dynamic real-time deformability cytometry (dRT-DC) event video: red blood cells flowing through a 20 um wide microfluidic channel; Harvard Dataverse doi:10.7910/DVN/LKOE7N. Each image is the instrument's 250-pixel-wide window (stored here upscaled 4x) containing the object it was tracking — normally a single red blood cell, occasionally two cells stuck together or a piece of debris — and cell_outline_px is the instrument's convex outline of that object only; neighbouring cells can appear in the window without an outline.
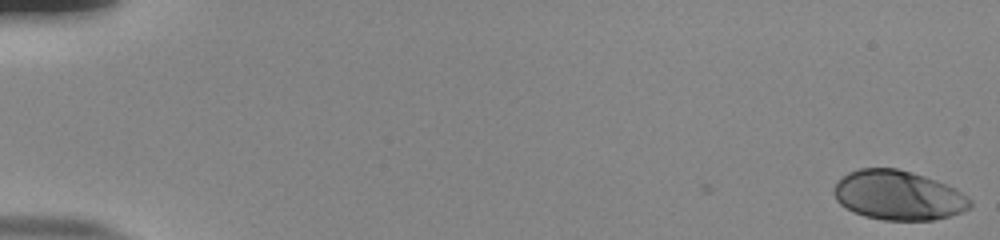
{"species": "human", "species_latin": "Homo sapiens", "temperature_condition": "room temperature", "stored_images_in_passage": 55, "camera_frame_rate_fps": 3000, "um_per_image_px": 0.085, "donor": {"sex": "male"}, "frame": {"image": 1, "passage_image": 1, "time_ms": 0.0, "image_size_px": [1000, 240], "cell_outline_px": [[972, 204], [968, 208], [960, 212], [948, 216], [932, 220], [884, 220], [864, 216], [852, 212], [844, 208], [836, 200], [832, 192], [832, 188], [836, 180], [848, 172], [860, 168], [896, 168], [912, 172], [936, 180], [956, 188], [968, 196], [972, 200]], "centroid_in_image_um": [76.3, 16.59], "position_along_channel_um": 8.7, "area_um2": 39.65}}
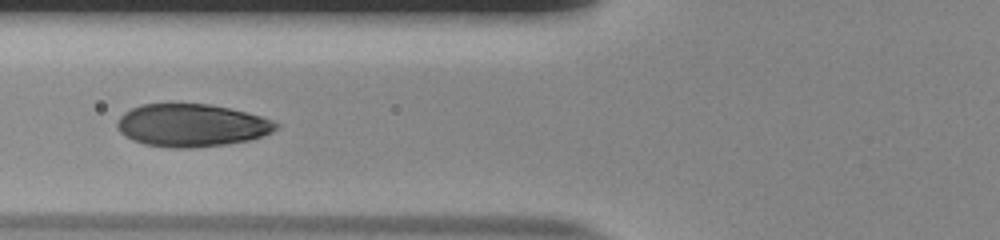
{"frame": {"image": 2, "passage_image": 23, "time_ms": 7.333, "image_size_px": [1000, 240], "cell_outline_px": [[280, 128], [272, 132], [248, 140], [224, 144], [192, 148], [172, 148], [144, 144], [132, 140], [124, 136], [116, 128], [116, 120], [124, 112], [140, 104], [208, 104], [228, 108], [260, 116], [272, 120], [280, 124]], "centroid_in_image_um": [16.24, 10.65], "position_along_channel_um": 109.6, "area_um2": 39.54}}
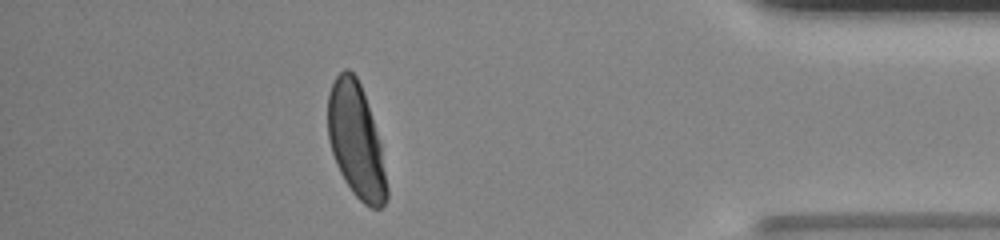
{"frame": {"image": 3, "passage_image": 49, "time_ms": 16.0, "image_size_px": [1000, 240], "cell_outline_px": [[388, 200], [380, 208], [372, 208], [364, 204], [352, 192], [344, 180], [336, 164], [328, 140], [328, 92], [336, 76], [344, 68], [348, 68], [356, 76], [360, 84], [380, 144], [388, 188]], "centroid_in_image_um": [30.25, 11.99], "position_along_channel_um": 405.0, "area_um2": 38.84}, "authors_computed_cell_mechanics": {"area_um2": 39.4774, "velocity_mm_per_s": 3.815, "shape_relaxation_time_tau1_ms": 3.1354, "shape_relaxation_time_tau2_ms": null, "deformation_change_tau1": 0.1656, "deformation_change_tau2": null}}